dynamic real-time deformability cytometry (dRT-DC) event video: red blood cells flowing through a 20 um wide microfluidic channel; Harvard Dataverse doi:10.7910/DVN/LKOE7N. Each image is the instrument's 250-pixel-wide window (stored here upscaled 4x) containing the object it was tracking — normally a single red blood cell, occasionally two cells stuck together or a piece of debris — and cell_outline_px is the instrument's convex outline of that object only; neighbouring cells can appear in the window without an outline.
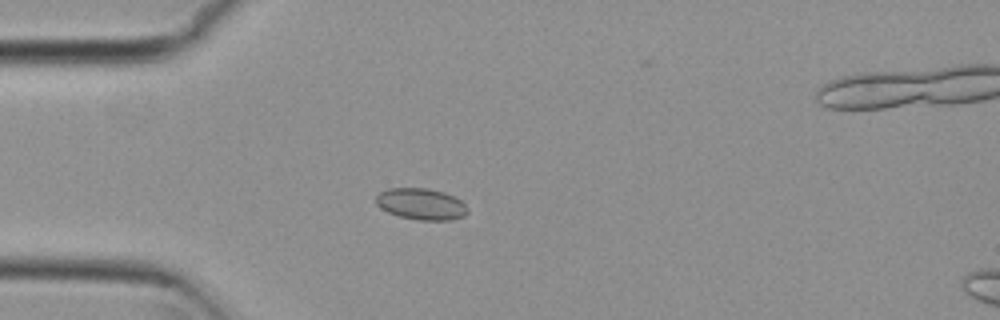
{"species": "common noctule bat (a hibernating species)", "species_latin": "Nyctalus noctula", "temperature_condition": "cold", "stored_images_in_passage": 42, "camera_frame_rate_fps": 3000, "um_per_image_px": 0.085, "animal": {"sex": "female", "body_mass_g": 29.2, "forearm_length_mm": 56.3}, "frame": {"image": 1, "passage_image": 1, "time_ms": 0.0, "image_size_px": [1000, 320], "cell_outline_px": [[468, 212], [464, 216], [452, 220], [416, 220], [400, 216], [388, 212], [380, 208], [376, 204], [376, 196], [380, 192], [388, 188], [428, 188], [444, 192], [460, 200], [468, 208]], "centroid_in_image_um": [35.79, 17.34], "position_along_channel_um": 49.2, "area_um2": 16.82}}
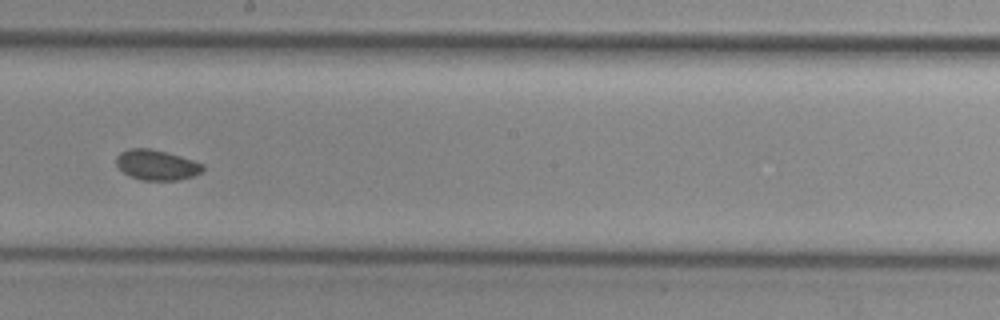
{"frame": {"image": 2, "passage_image": 17, "time_ms": 5.333, "image_size_px": [1000, 320], "cell_outline_px": [[204, 172], [180, 180], [140, 180], [124, 172], [116, 164], [116, 156], [120, 152], [128, 148], [148, 148], [180, 156], [204, 164]], "centroid_in_image_um": [13.33, 14.02], "position_along_channel_um": 234.9, "area_um2": 15.2}}
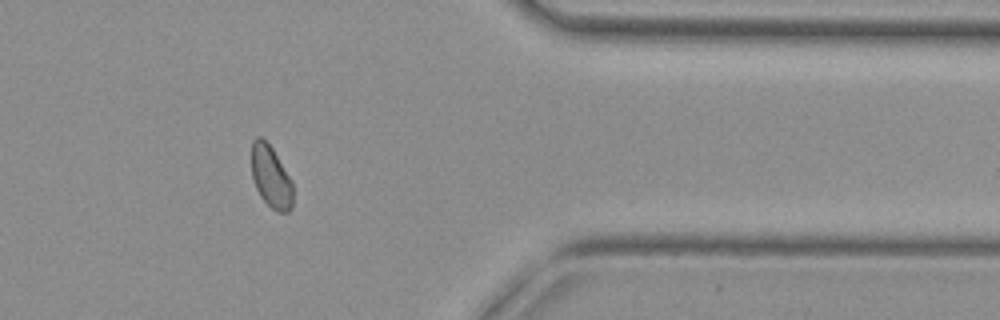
{"frame": {"image": 3, "passage_image": 31, "time_ms": 10.0, "image_size_px": [1000, 320], "cell_outline_px": [[292, 208], [288, 212], [276, 212], [260, 196], [256, 188], [252, 176], [252, 140], [256, 136], [260, 136], [272, 148], [292, 180]], "centroid_in_image_um": [23.03, 15.03], "position_along_channel_um": 388.4, "area_um2": 14.91}}